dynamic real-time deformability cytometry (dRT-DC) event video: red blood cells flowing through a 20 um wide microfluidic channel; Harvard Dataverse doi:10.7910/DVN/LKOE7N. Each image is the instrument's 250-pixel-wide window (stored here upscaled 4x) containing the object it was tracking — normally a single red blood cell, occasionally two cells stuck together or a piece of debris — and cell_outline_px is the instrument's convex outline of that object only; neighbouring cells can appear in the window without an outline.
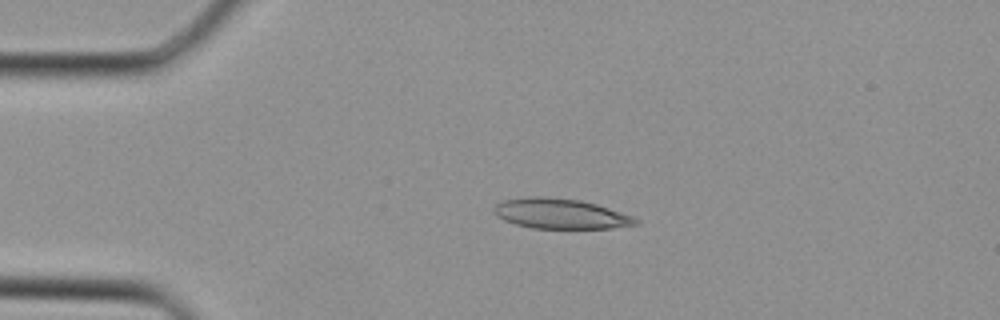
{"species": "Egyptian fruit bat (a non-hibernating species)", "species_latin": "Rousettus aegyptiacus", "temperature_condition": "cold", "stored_images_in_passage": 36, "camera_frame_rate_fps": 3000, "um_per_image_px": 0.085, "animal": {"sex": "female"}, "frame": {"image": 1, "passage_image": 8, "time_ms": 2.333, "image_size_px": [1000, 320], "cell_outline_px": [[640, 224], [612, 228], [532, 228], [516, 224], [504, 220], [496, 216], [492, 212], [492, 208], [496, 204], [504, 200], [536, 196], [540, 196], [580, 200], [596, 204], [632, 216], [640, 220]], "centroid_in_image_um": [47.63, 18.17], "position_along_channel_um": 37.4, "area_um2": 24.8}}
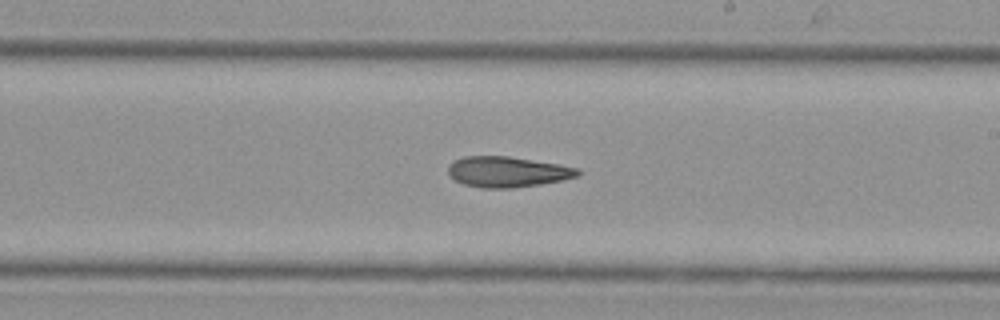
{"frame": {"image": 2, "passage_image": 21, "time_ms": 6.667, "image_size_px": [1000, 320], "cell_outline_px": [[580, 176], [564, 180], [540, 184], [512, 188], [480, 188], [464, 184], [456, 180], [448, 172], [448, 164], [452, 160], [464, 156], [508, 156], [560, 164], [580, 168]], "centroid_in_image_um": [43.16, 14.6], "position_along_channel_um": 245.8, "area_um2": 23.35}}
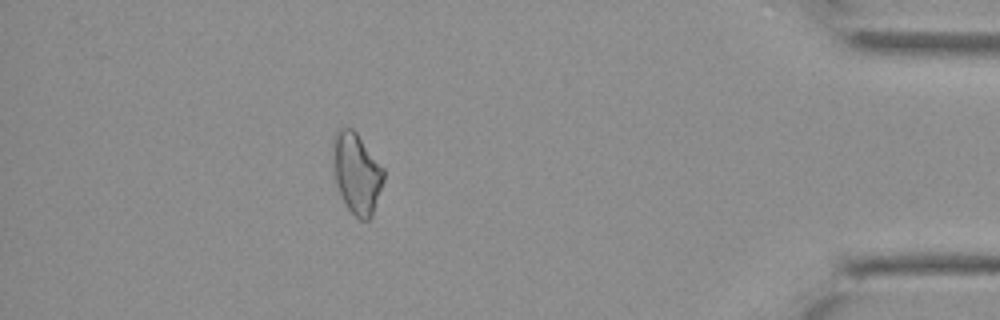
{"frame": {"image": 3, "passage_image": 32, "time_ms": 10.333, "image_size_px": [1000, 320], "cell_outline_px": [[384, 180], [372, 216], [368, 220], [360, 220], [348, 208], [336, 184], [332, 172], [332, 140], [336, 132], [340, 128], [352, 128], [356, 132], [384, 168]], "centroid_in_image_um": [30.3, 14.7], "position_along_channel_um": 404.9, "area_um2": 23.99}}